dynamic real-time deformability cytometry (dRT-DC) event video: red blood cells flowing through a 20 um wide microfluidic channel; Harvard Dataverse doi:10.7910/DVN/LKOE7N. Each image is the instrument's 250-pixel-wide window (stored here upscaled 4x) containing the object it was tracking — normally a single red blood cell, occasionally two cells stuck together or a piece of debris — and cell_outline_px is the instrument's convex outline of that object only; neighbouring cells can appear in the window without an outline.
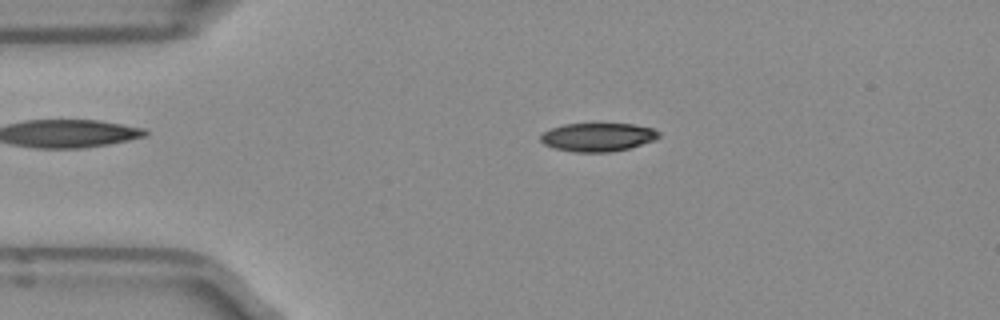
{"species": "Egyptian fruit bat (a non-hibernating species)", "species_latin": "Rousettus aegyptiacus", "temperature_condition": "room temperature", "stored_images_in_passage": 49, "camera_frame_rate_fps": 3000, "um_per_image_px": 0.085, "frame": {"image": 1, "passage_image": 9, "time_ms": 2.667, "image_size_px": [1000, 320], "cell_outline_px": [[660, 136], [656, 140], [628, 148], [612, 152], [576, 152], [556, 148], [544, 144], [540, 140], [540, 136], [544, 132], [552, 128], [564, 124], [632, 124], [652, 128], [660, 132]], "centroid_in_image_um": [50.84, 11.65], "position_along_channel_um": 34.2, "area_um2": 19.48}}
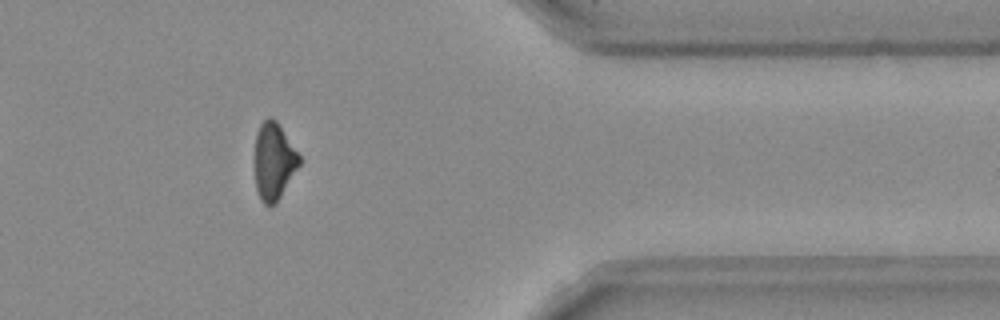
{"frame": {"image": 2, "passage_image": 40, "time_ms": 13.0, "image_size_px": [1000, 320], "cell_outline_px": [[300, 164], [276, 204], [268, 208], [260, 200], [256, 188], [256, 132], [260, 124], [268, 116], [272, 116], [276, 120], [300, 156]], "centroid_in_image_um": [23.27, 13.73], "position_along_channel_um": 388.1, "area_um2": 19.88}}
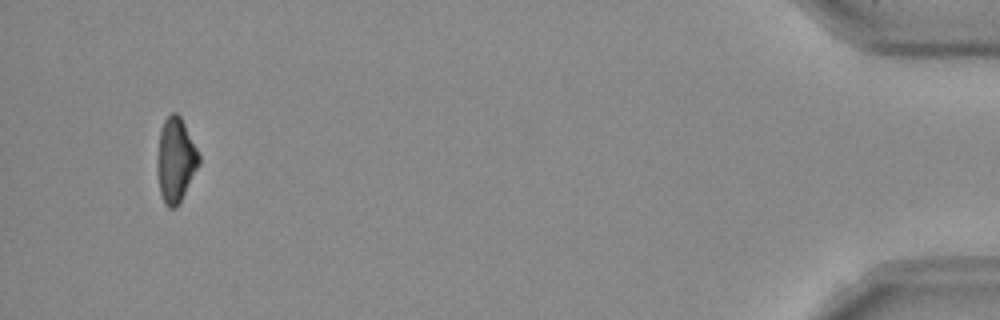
{"frame": {"image": 3, "passage_image": 47, "time_ms": 15.333, "image_size_px": [1000, 320], "cell_outline_px": [[200, 164], [176, 208], [168, 208], [164, 204], [160, 192], [156, 172], [156, 156], [160, 132], [164, 120], [172, 112], [176, 112], [180, 116], [200, 156]], "centroid_in_image_um": [14.9, 13.62], "position_along_channel_um": 420.3, "area_um2": 20.52}, "authors_computed_cell_mechanics": {"area_um2": 20.8658, "velocity_mm_per_s": 3.975, "shape_relaxation_time_tau1_ms": 3.1972, "shape_relaxation_time_tau2_ms": 11.0138, "deformation_change_tau1": 0.1549, "deformation_change_tau2": 0.1968}}